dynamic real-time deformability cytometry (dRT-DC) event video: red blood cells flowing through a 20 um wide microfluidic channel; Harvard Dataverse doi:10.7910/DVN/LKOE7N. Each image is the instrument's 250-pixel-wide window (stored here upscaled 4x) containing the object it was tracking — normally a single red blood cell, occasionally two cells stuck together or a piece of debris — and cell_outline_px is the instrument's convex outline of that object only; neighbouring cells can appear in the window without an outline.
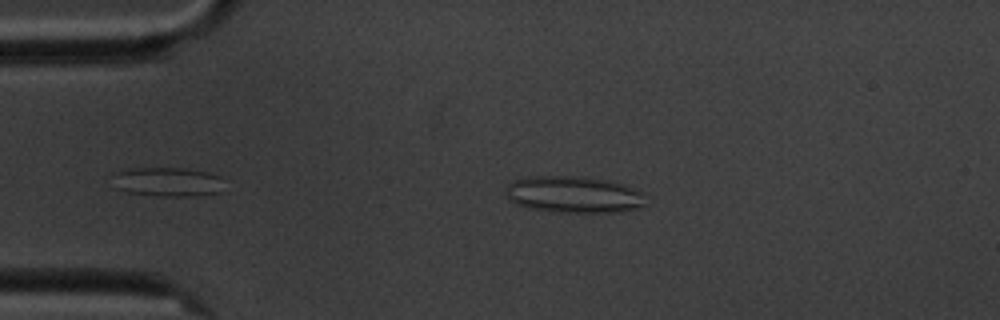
{"species": "common noctule bat (a hibernating species)", "species_latin": "Nyctalus noctula", "temperature_condition": "cold", "stored_images_in_passage": 2, "camera_frame_rate_fps": 3000, "um_per_image_px": 0.085, "animal": {"sex": "male", "body_mass_g": 20.1, "forearm_length_mm": 53.5}, "frame": {"image": 1, "passage_image": 1, "time_ms": 0.0, "image_size_px": [1000, 320], "cell_outline_px": [[644, 204], [640, 208], [620, 212], [560, 212], [532, 208], [516, 204], [504, 192], [508, 184], [512, 180], [528, 176], [584, 176], [624, 184], [644, 192]], "centroid_in_image_um": [48.78, 16.52], "position_along_channel_um": 36.2, "area_um2": 30.0}}